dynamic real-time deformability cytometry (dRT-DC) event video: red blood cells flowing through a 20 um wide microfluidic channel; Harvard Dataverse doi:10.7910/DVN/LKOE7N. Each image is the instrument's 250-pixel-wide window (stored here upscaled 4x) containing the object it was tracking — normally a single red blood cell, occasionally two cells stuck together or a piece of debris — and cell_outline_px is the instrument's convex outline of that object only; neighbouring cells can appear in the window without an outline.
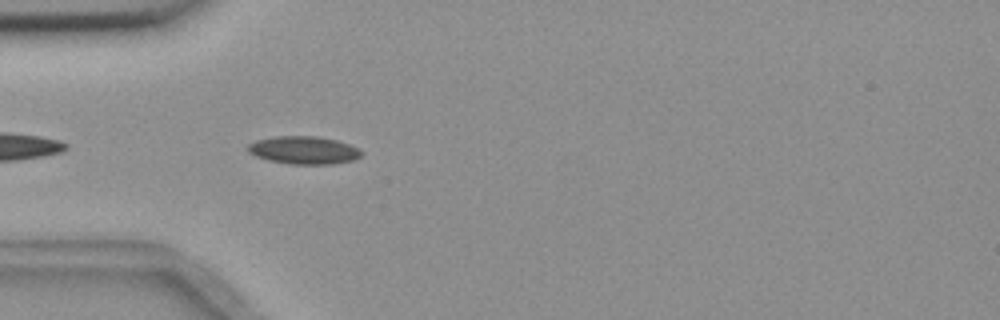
{"species": "common noctule bat (a hibernating species)", "species_latin": "Nyctalus noctula", "temperature_condition": "room temperature", "stored_images_in_passage": 7, "camera_frame_rate_fps": 3000, "um_per_image_px": 0.085, "animal": {"sex": "female", "body_mass_g": 18.4}, "frame": {"image": 1, "passage_image": 3, "time_ms": 0.667, "image_size_px": [1000, 320], "cell_outline_px": [[364, 152], [360, 156], [352, 160], [332, 164], [288, 164], [268, 160], [256, 156], [248, 152], [248, 144], [256, 140], [276, 136], [316, 136], [336, 140], [348, 144]], "centroid_in_image_um": [25.79, 12.76], "position_along_channel_um": 59.2, "area_um2": 18.32}}